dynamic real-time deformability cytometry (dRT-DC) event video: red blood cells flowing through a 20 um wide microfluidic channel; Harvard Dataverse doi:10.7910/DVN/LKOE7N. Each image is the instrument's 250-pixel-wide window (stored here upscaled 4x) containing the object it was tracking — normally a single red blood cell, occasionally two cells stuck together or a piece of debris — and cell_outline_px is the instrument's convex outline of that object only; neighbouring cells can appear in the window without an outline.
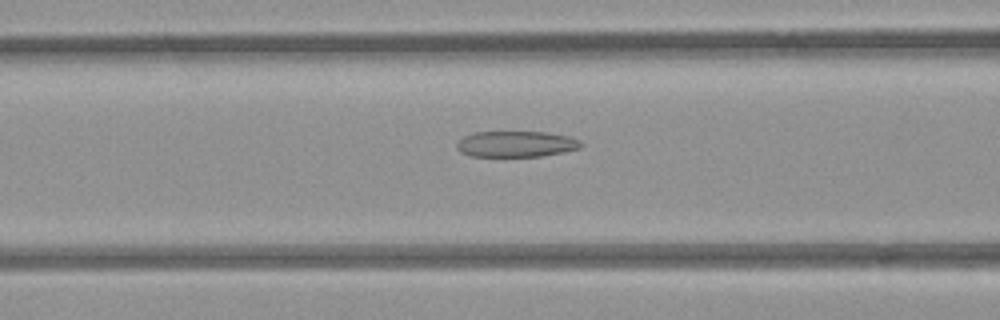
{"species": "common noctule bat (a hibernating species)", "species_latin": "Nyctalus noctula", "temperature_condition": "room temperature", "stored_images_in_passage": 34, "camera_frame_rate_fps": 3000, "um_per_image_px": 0.085, "animal": {"sex": "female", "body_mass_g": 21.9}, "frame": {"image": 1, "passage_image": 6, "time_ms": 1.667, "image_size_px": [1000, 320], "cell_outline_px": [[584, 144], [580, 148], [564, 152], [540, 156], [468, 156], [460, 152], [456, 148], [456, 144], [464, 136], [476, 132], [548, 132], [572, 136], [580, 140]], "centroid_in_image_um": [43.91, 12.24], "position_along_channel_um": 122.7, "area_um2": 18.96}}
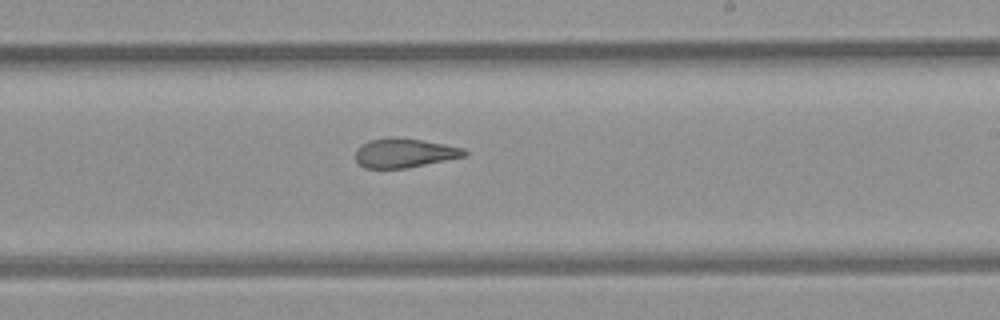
{"frame": {"image": 2, "passage_image": 16, "time_ms": 5.0, "image_size_px": [1000, 320], "cell_outline_px": [[468, 152], [464, 156], [408, 168], [364, 168], [356, 160], [356, 148], [372, 140], [420, 140], [444, 144], [464, 148]], "centroid_in_image_um": [34.4, 13.05], "position_along_channel_um": 254.6, "area_um2": 17.63}}
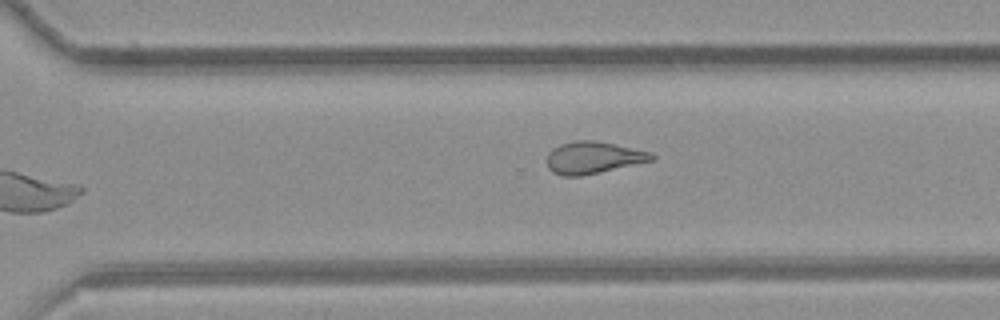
{"frame": {"image": 3, "passage_image": 21, "time_ms": 6.667, "image_size_px": [1000, 320], "cell_outline_px": [[656, 156], [652, 160], [600, 172], [580, 176], [560, 176], [552, 172], [548, 168], [548, 152], [552, 148], [560, 144], [576, 140], [592, 140], [652, 152]], "centroid_in_image_um": [50.38, 13.4], "position_along_channel_um": 320.2, "area_um2": 19.36}, "authors_computed_cell_mechanics": {"area_um2": 19.6231, "velocity_mm_per_s": 3.9529, "shape_relaxation_time_tau1_ms": null, "shape_relaxation_time_tau2_ms": 2.5211, "deformation_change_tau1": null, "deformation_change_tau2": 0.1172}}